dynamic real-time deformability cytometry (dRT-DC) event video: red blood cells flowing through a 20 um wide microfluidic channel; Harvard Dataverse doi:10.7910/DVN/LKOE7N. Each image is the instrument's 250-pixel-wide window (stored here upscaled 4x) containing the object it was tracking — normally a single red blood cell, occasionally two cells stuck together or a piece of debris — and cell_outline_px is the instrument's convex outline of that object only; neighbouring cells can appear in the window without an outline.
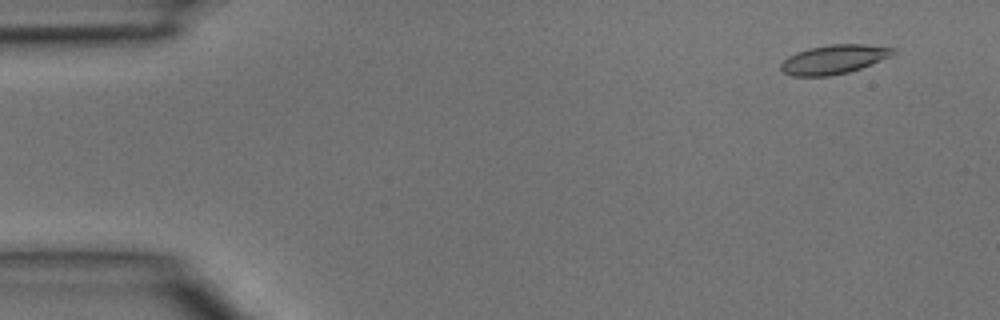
{"species": "common noctule bat (a hibernating species)", "species_latin": "Nyctalus noctula", "temperature_condition": "room temperature", "stored_images_in_passage": 3, "segment_of_instrument_passage": [2, 2], "camera_frame_rate_fps": 3000, "um_per_image_px": 0.085, "animal": {"sex": "male", "body_mass_g": 15.6}, "frame": {"image": 1, "passage_image": 3, "time_ms": 0.667, "image_size_px": [1000, 320], "cell_outline_px": [[896, 52], [892, 56], [860, 68], [848, 72], [828, 76], [792, 76], [784, 72], [780, 68], [780, 64], [788, 56], [796, 52], [808, 48], [832, 44], [864, 44], [892, 48]], "centroid_in_image_um": [70.85, 5.04], "position_along_channel_um": 14.1, "area_um2": 18.9}}